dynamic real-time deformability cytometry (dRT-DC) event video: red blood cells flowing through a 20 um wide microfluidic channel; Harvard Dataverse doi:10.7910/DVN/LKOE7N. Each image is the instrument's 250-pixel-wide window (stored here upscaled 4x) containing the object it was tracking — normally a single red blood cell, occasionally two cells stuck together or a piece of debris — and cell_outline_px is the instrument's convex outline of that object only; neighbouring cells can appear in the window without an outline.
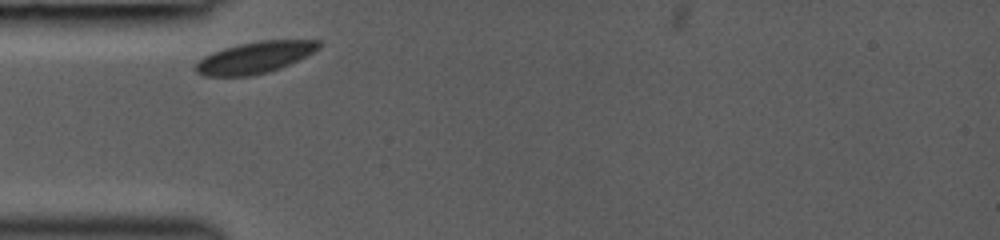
{"species": "common noctule bat (a hibernating species)", "species_latin": "Nyctalus noctula", "temperature_condition": "room temperature", "stored_images_in_passage": 21, "camera_frame_rate_fps": 3000, "um_per_image_px": 0.085, "animal": {"sex": "female", "body_mass_g": 19.0, "forearm_length_mm": 53.3}, "frame": {"image": 1, "passage_image": 1, "time_ms": 0.0, "image_size_px": [1000, 240], "cell_outline_px": [[324, 44], [320, 48], [280, 68], [268, 72], [248, 76], [204, 76], [196, 72], [196, 64], [204, 56], [212, 52], [224, 48], [240, 44], [260, 40], [320, 40]], "centroid_in_image_um": [21.67, 4.88], "position_along_channel_um": 63.3, "area_um2": 22.43}}
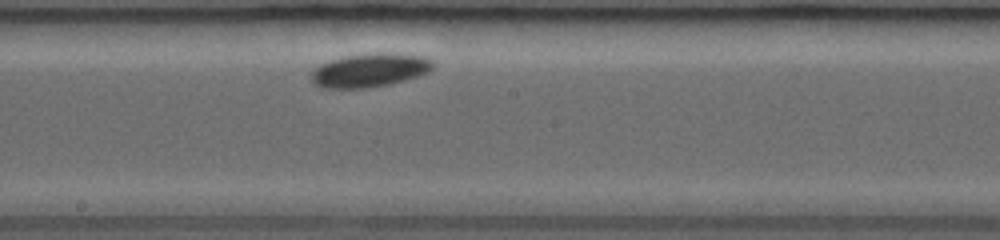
{"frame": {"image": 2, "passage_image": 11, "time_ms": 4.0, "image_size_px": [1000, 240], "cell_outline_px": [[432, 68], [428, 72], [404, 80], [388, 84], [364, 88], [320, 88], [312, 80], [312, 72], [320, 64], [344, 56], [376, 52], [388, 52], [424, 56], [432, 60]], "centroid_in_image_um": [31.43, 5.95], "position_along_channel_um": 216.8, "area_um2": 23.7}}
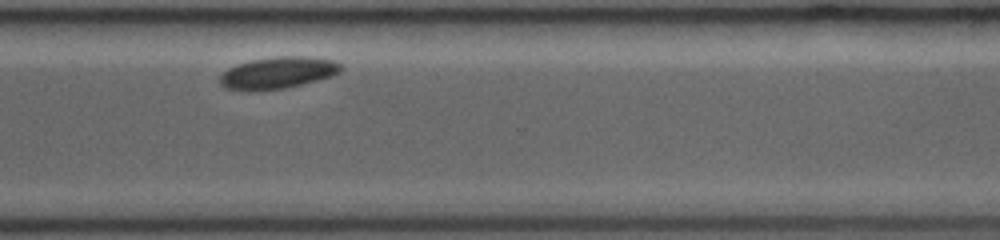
{"frame": {"image": 3, "passage_image": 19, "time_ms": 7.333, "image_size_px": [1000, 240], "cell_outline_px": [[344, 68], [340, 72], [332, 76], [284, 88], [228, 88], [220, 84], [220, 76], [228, 68], [236, 64], [252, 60], [276, 56], [308, 56], [332, 60], [340, 64]], "centroid_in_image_um": [23.69, 6.13], "position_along_channel_um": 346.9, "area_um2": 21.62}}